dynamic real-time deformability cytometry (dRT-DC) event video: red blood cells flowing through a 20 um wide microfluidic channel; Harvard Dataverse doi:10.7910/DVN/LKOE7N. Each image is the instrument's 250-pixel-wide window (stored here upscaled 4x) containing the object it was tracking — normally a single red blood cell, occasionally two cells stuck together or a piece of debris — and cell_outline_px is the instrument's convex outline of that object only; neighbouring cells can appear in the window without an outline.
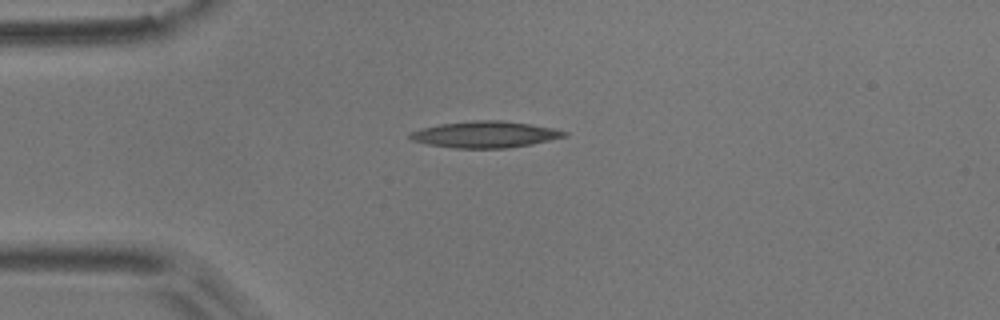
{"species": "common noctule bat (a hibernating species)", "species_latin": "Nyctalus noctula", "temperature_condition": "room temperature", "stored_images_in_passage": 29, "camera_frame_rate_fps": 3000, "um_per_image_px": 0.085, "animal": {"sex": "male", "body_mass_g": 17.9}, "frame": {"image": 1, "passage_image": 1, "time_ms": 0.0, "image_size_px": [1000, 320], "cell_outline_px": [[568, 136], [532, 144], [508, 148], [452, 148], [428, 144], [412, 140], [408, 136], [408, 132], [420, 128], [440, 124], [476, 120], [500, 120], [556, 128], [568, 132]], "centroid_in_image_um": [41.23, 11.43], "position_along_channel_um": 43.8, "area_um2": 23.87}}
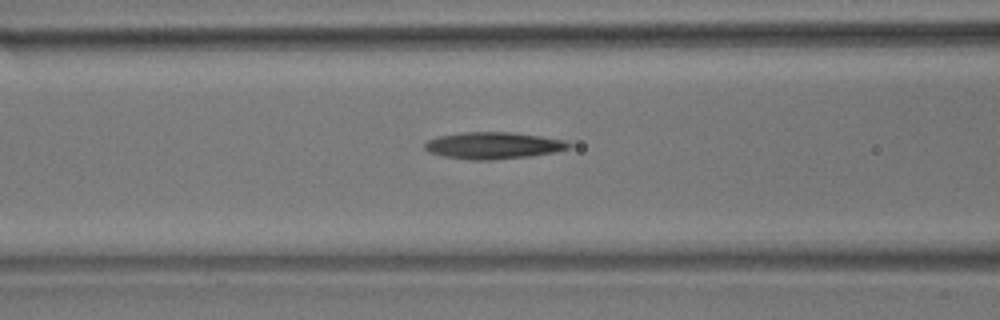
{"frame": {"image": 2, "passage_image": 9, "time_ms": 2.667, "image_size_px": [1000, 320], "cell_outline_px": [[572, 148], [556, 152], [532, 156], [492, 160], [468, 160], [444, 156], [428, 152], [424, 148], [424, 144], [428, 140], [440, 136], [460, 132], [512, 132], [568, 140], [572, 144]], "centroid_in_image_um": [41.99, 12.37], "position_along_channel_um": 124.6, "area_um2": 22.83}}
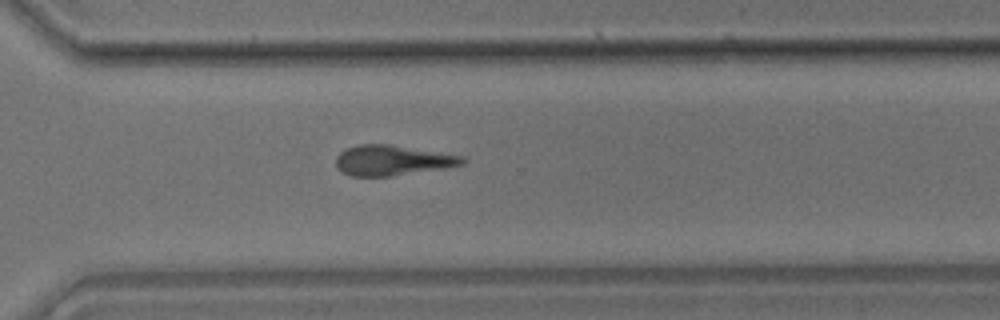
{"frame": {"image": 3, "passage_image": 26, "time_ms": 8.333, "image_size_px": [1000, 320], "cell_outline_px": [[468, 160], [464, 164], [444, 168], [392, 176], [352, 176], [336, 168], [336, 156], [340, 152], [348, 148], [360, 144], [388, 144], [464, 156]], "centroid_in_image_um": [33.36, 13.63], "position_along_channel_um": 337.2, "area_um2": 22.2}, "authors_computed_cell_mechanics": {"area_um2": 22.0796, "velocity_mm_per_s": 3.754, "shape_relaxation_time_tau1_ms": 6.06, "shape_relaxation_time_tau2_ms": 11.3646, "deformation_change_tau1": 0.1434, "deformation_change_tau2": 0.3076}}